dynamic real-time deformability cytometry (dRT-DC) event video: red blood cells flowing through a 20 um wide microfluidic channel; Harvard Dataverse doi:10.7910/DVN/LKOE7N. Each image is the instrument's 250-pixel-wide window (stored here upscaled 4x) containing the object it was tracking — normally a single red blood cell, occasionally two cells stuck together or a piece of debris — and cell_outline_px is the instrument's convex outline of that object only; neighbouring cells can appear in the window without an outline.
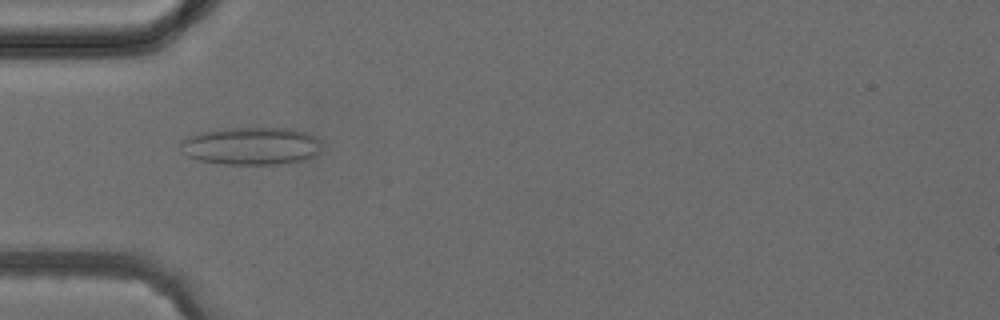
{"species": "common noctule bat (a hibernating species)", "species_latin": "Nyctalus noctula", "temperature_condition": "cold", "stored_images_in_passage": 5, "camera_frame_rate_fps": 3000, "um_per_image_px": 0.085, "animal": {"sex": "female", "body_mass_g": 24.6, "forearm_length_mm": 56.2}, "frame": {"image": 1, "passage_image": 4, "time_ms": 4.333, "image_size_px": [1000, 320], "cell_outline_px": [[320, 152], [304, 160], [280, 164], [224, 164], [200, 160], [188, 156], [180, 152], [180, 140], [188, 136], [200, 132], [228, 128], [296, 128], [308, 132], [316, 136], [320, 140]], "centroid_in_image_um": [21.36, 12.39], "position_along_channel_um": 63.6, "area_um2": 31.39}}